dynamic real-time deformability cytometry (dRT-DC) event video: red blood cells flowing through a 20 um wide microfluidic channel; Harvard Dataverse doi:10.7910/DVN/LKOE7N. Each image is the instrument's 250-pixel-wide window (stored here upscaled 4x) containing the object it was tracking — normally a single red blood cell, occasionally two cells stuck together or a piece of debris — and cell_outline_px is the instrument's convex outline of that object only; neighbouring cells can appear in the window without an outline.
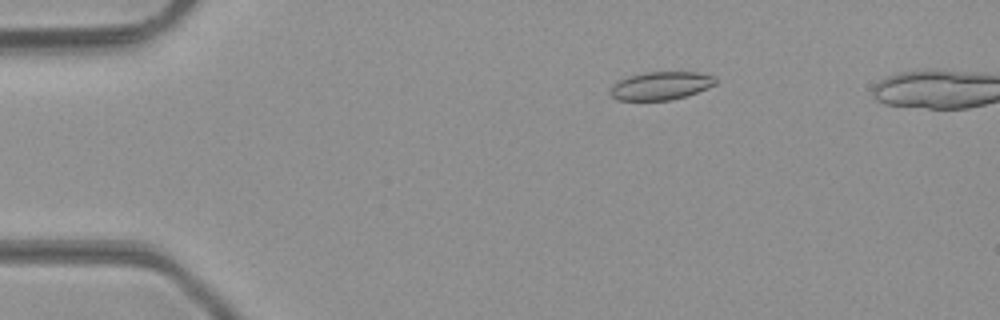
{"species": "common noctule bat (a hibernating species)", "species_latin": "Nyctalus noctula", "temperature_condition": "room temperature", "stored_images_in_passage": 46, "camera_frame_rate_fps": 3000, "um_per_image_px": 0.085, "animal": {"sex": "male", "body_mass_g": 23.1, "forearm_length_mm": 52.7}, "frame": {"image": 1, "passage_image": 10, "time_ms": 3.0, "image_size_px": [1000, 320], "cell_outline_px": [[716, 84], [688, 96], [672, 100], [616, 100], [608, 92], [612, 84], [616, 80], [628, 76], [644, 72], [696, 72], [716, 76]], "centroid_in_image_um": [56.14, 7.29], "position_along_channel_um": 28.9, "area_um2": 17.57}}
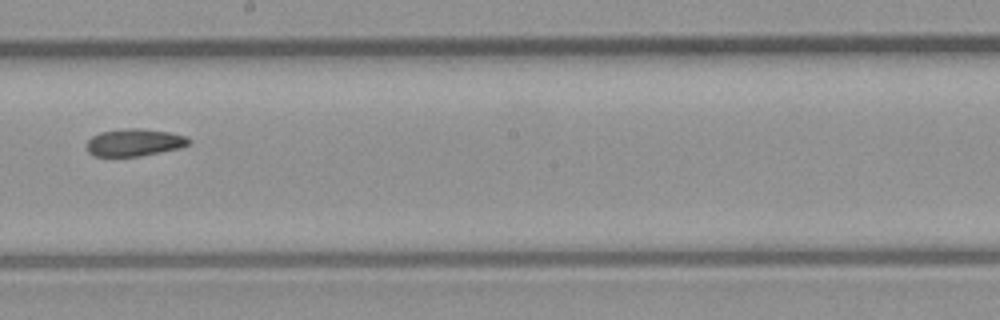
{"frame": {"image": 2, "passage_image": 29, "time_ms": 9.333, "image_size_px": [1000, 320], "cell_outline_px": [[192, 140], [188, 144], [180, 148], [140, 156], [92, 156], [88, 152], [84, 144], [92, 136], [100, 132], [124, 128], [140, 128], [168, 132], [188, 136]], "centroid_in_image_um": [11.39, 12.1], "position_along_channel_um": 236.8, "area_um2": 16.47}}
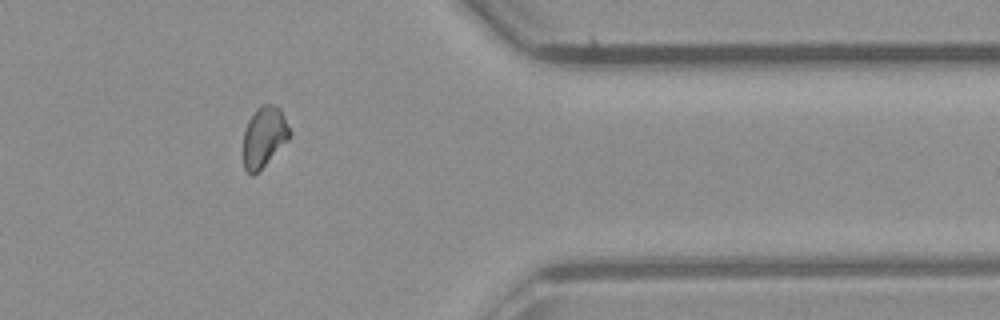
{"frame": {"image": 3, "passage_image": 41, "time_ms": 13.333, "image_size_px": [1000, 320], "cell_outline_px": [[292, 136], [260, 172], [252, 176], [244, 168], [244, 132], [248, 120], [256, 108], [260, 104], [272, 104], [280, 108], [292, 132]], "centroid_in_image_um": [22.47, 11.64], "position_along_channel_um": 388.9, "area_um2": 16.76}}